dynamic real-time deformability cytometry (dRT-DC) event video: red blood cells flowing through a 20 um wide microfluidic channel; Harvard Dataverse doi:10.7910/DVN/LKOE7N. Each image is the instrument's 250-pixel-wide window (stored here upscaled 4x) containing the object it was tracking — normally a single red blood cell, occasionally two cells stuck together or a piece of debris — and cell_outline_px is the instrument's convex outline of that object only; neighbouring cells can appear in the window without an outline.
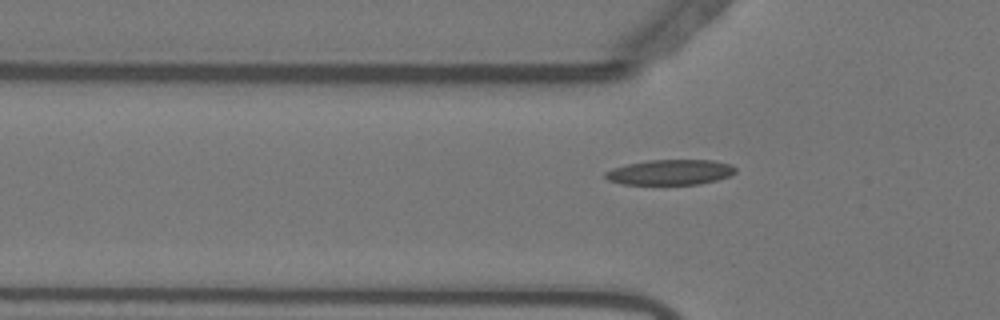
{"species": "Egyptian fruit bat (a non-hibernating species)", "species_latin": "Rousettus aegyptiacus", "temperature_condition": "warm", "stored_images_in_passage": 33, "camera_frame_rate_fps": 3000, "um_per_image_px": 0.085, "animal": {"sex": "female"}, "frame": {"image": 1, "passage_image": 7, "time_ms": 2.0, "image_size_px": [1000, 320], "cell_outline_px": [[736, 172], [732, 176], [700, 184], [624, 184], [608, 180], [604, 176], [604, 172], [612, 168], [628, 164], [648, 160], [712, 160], [732, 164], [736, 168]], "centroid_in_image_um": [57.01, 14.63], "position_along_channel_um": 68.8, "area_um2": 19.25}}
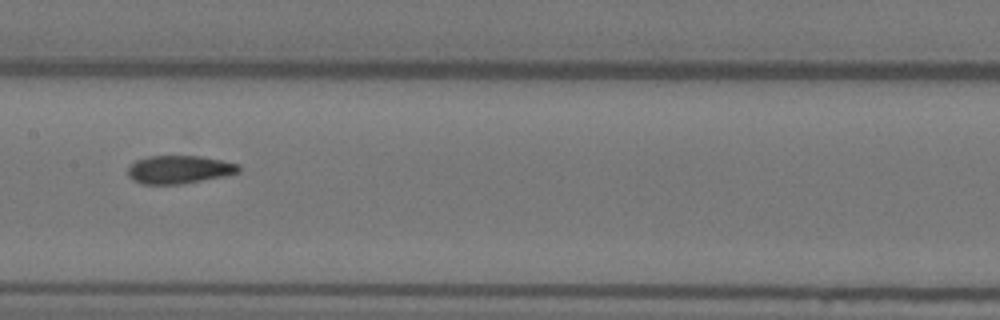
{"frame": {"image": 2, "passage_image": 17, "time_ms": 5.333, "image_size_px": [1000, 320], "cell_outline_px": [[240, 172], [228, 176], [184, 184], [140, 184], [132, 180], [128, 176], [128, 168], [136, 160], [148, 156], [200, 156], [240, 164]], "centroid_in_image_um": [15.26, 14.42], "position_along_channel_um": 192.1, "area_um2": 18.44}}
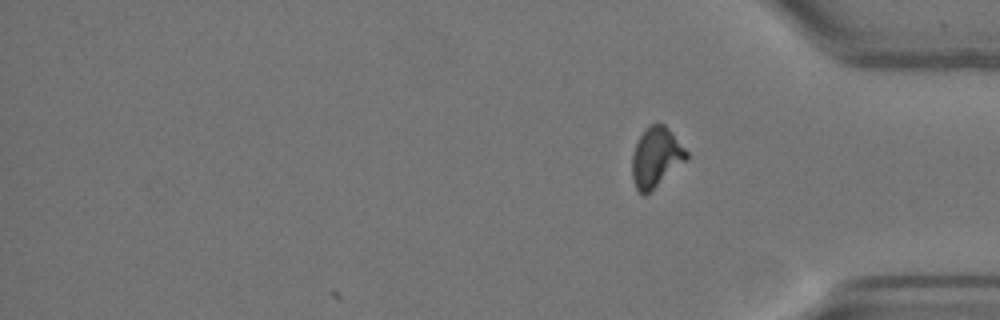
{"frame": {"image": 3, "passage_image": 33, "time_ms": 10.667, "image_size_px": [1000, 320], "cell_outline_px": [[688, 160], [644, 196], [636, 188], [632, 176], [632, 152], [644, 128], [648, 124], [664, 124], [688, 152]], "centroid_in_image_um": [55.76, 13.36], "position_along_channel_um": 379.4, "area_um2": 18.9}}